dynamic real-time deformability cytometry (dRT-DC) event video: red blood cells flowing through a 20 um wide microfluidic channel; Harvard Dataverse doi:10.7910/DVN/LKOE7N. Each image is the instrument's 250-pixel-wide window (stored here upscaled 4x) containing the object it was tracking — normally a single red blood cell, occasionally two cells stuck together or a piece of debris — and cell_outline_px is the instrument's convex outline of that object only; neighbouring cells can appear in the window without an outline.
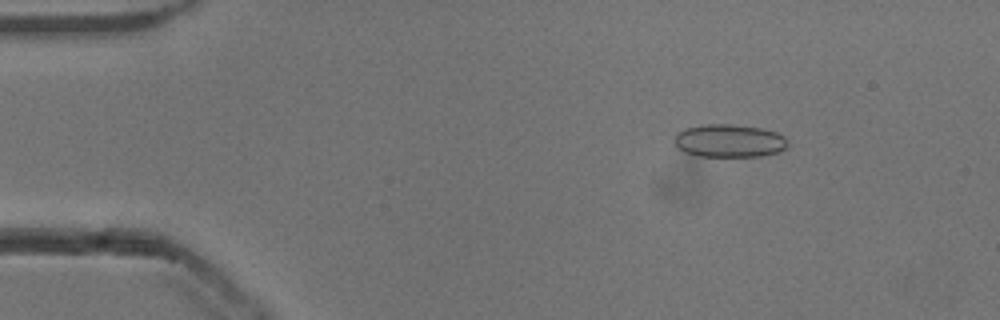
{"species": "common noctule bat (a hibernating species)", "species_latin": "Nyctalus noctula", "temperature_condition": "cold", "stored_images_in_passage": 17, "camera_frame_rate_fps": 3000, "um_per_image_px": 0.085, "animal": {"sex": "male", "body_mass_g": 13.3}, "frame": {"image": 1, "passage_image": 8, "time_ms": 2.333, "image_size_px": [1000, 320], "cell_outline_px": [[788, 144], [780, 152], [764, 156], [696, 156], [684, 152], [676, 144], [676, 132], [684, 128], [708, 124], [732, 124], [760, 128], [776, 132], [784, 136], [788, 140]], "centroid_in_image_um": [62.01, 11.97], "position_along_channel_um": 23.0, "area_um2": 21.79}}